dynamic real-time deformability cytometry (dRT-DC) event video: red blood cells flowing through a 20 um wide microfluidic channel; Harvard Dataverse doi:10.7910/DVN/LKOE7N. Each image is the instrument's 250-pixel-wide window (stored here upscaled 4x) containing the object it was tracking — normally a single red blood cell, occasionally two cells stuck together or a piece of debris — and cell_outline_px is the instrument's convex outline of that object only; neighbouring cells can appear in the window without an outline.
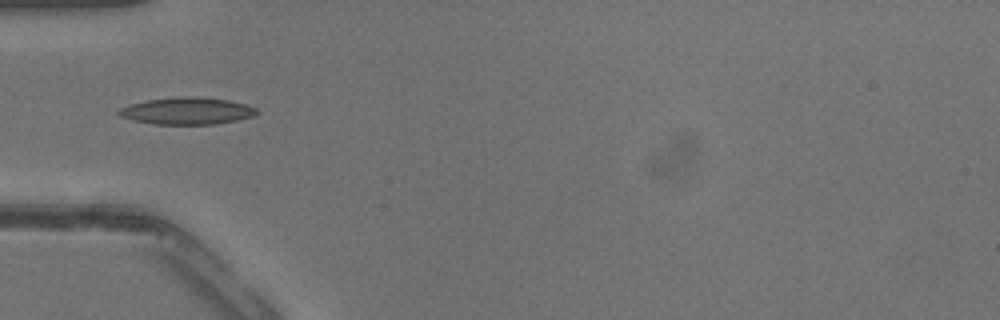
{"species": "common noctule bat (a hibernating species)", "species_latin": "Nyctalus noctula", "temperature_condition": "warm", "stored_images_in_passage": 20, "camera_frame_rate_fps": 3000, "um_per_image_px": 0.085, "animal": {"sex": "male", "body_mass_g": 13.3}, "frame": {"image": 1, "passage_image": 9, "time_ms": 2.667, "image_size_px": [1000, 320], "cell_outline_px": [[260, 112], [252, 116], [236, 120], [216, 124], [152, 124], [132, 120], [120, 116], [116, 112], [120, 108], [128, 104], [148, 100], [180, 96], [196, 96], [228, 100], [244, 104], [256, 108]], "centroid_in_image_um": [15.86, 9.42], "position_along_channel_um": 69.1, "area_um2": 21.73}}